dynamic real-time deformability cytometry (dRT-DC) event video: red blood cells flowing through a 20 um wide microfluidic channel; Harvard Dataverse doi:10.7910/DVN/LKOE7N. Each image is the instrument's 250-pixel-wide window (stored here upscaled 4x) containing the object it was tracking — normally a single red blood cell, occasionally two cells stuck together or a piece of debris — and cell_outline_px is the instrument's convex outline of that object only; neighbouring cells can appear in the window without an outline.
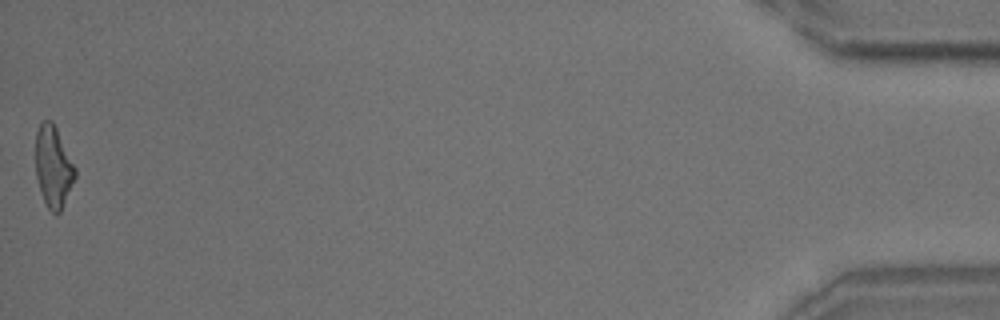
{"species": "common noctule bat (a hibernating species)", "species_latin": "Nyctalus noctula", "temperature_condition": "room temperature", "stored_images_in_passage": 45, "camera_frame_rate_fps": 3000, "um_per_image_px": 0.085, "animal": {"sex": "male", "body_mass_g": 18.8}, "frame": {"image": 1, "passage_image": 45, "time_ms": 14.667, "image_size_px": [1000, 320], "cell_outline_px": [[76, 176], [60, 212], [56, 216], [48, 208], [44, 200], [36, 176], [36, 132], [40, 124], [44, 120], [52, 120], [76, 168]], "centroid_in_image_um": [4.53, 14.17], "position_along_channel_um": 430.7, "area_um2": 18.5}, "authors_computed_cell_mechanics": {"area_um2": 19.7098, "velocity_mm_per_s": 3.7514, "shape_relaxation_time_tau1_ms": 6.3303, "shape_relaxation_time_tau2_ms": 3.0501, "deformation_change_tau1": 0.1995, "deformation_change_tau2": 0.1421}}